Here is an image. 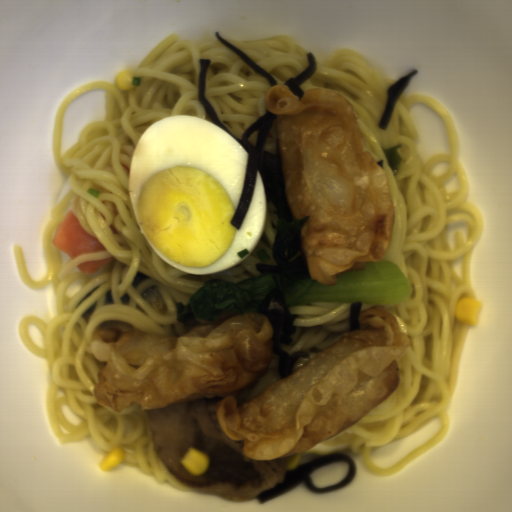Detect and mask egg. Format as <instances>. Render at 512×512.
Wrapping results in <instances>:
<instances>
[{
	"instance_id": "obj_1",
	"label": "egg",
	"mask_w": 512,
	"mask_h": 512,
	"mask_svg": "<svg viewBox=\"0 0 512 512\" xmlns=\"http://www.w3.org/2000/svg\"><path fill=\"white\" fill-rule=\"evenodd\" d=\"M248 153L203 117L166 116L147 126L131 152L128 197L158 257L185 272H218L262 241L269 203L260 171L243 220L231 224Z\"/></svg>"
}]
</instances>
